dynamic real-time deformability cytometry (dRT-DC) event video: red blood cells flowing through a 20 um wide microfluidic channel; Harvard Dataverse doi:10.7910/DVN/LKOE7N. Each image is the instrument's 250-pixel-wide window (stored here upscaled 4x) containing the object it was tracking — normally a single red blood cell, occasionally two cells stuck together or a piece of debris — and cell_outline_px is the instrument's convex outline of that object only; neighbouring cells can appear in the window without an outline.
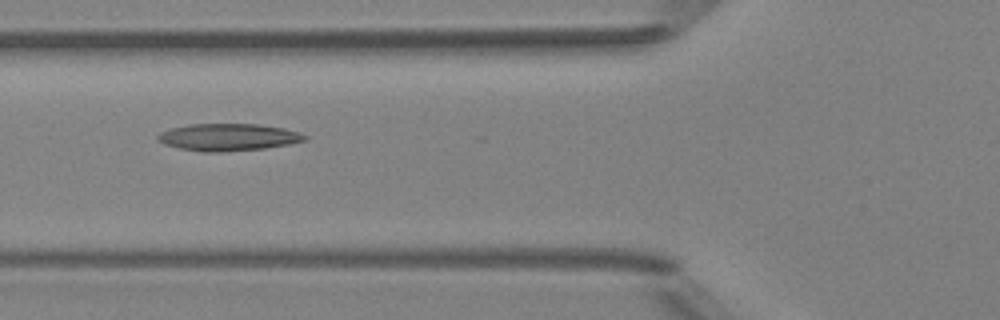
{"species": "Egyptian fruit bat (a non-hibernating species)", "species_latin": "Rousettus aegyptiacus", "temperature_condition": "room temperature", "stored_images_in_passage": 2, "camera_frame_rate_fps": 3000, "um_per_image_px": 0.085, "animal": {"sex": "female"}, "frame": {"image": 1, "passage_image": 2, "time_ms": 1.0, "image_size_px": [1000, 320], "cell_outline_px": [[308, 140], [288, 144], [264, 148], [220, 152], [204, 152], [180, 148], [164, 144], [156, 140], [156, 136], [160, 132], [172, 128], [188, 124], [256, 124], [284, 128], [300, 132], [308, 136]], "centroid_in_image_um": [19.4, 11.66], "position_along_channel_um": 106.4, "area_um2": 23.29}}